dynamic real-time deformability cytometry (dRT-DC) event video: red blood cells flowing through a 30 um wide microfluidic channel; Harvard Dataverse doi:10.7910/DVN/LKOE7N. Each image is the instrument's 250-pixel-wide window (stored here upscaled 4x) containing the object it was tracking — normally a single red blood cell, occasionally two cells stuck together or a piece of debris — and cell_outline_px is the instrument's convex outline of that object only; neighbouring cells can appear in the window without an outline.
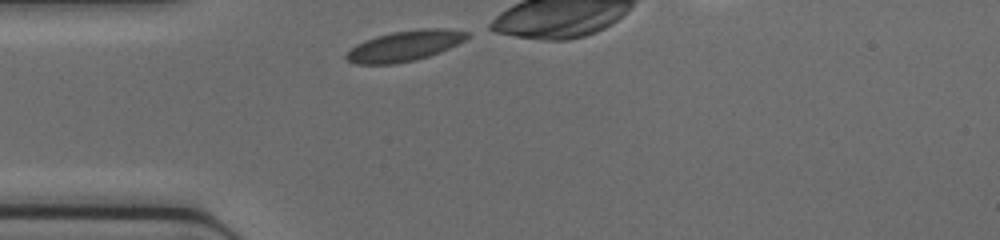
{"species": "common noctule bat (a hibernating species)", "species_latin": "Nyctalus noctula", "temperature_condition": "cold", "stored_images_in_passage": 25, "camera_frame_rate_fps": 3000, "um_per_image_px": 0.085, "animal": {"sex": "female", "body_mass_g": 17.0, "forearm_length_mm": 48.0}, "frame": {"image": 1, "passage_image": 1, "time_ms": 0.0, "image_size_px": [1000, 240], "cell_outline_px": [[468, 36], [464, 40], [440, 52], [416, 60], [396, 64], [356, 64], [348, 60], [344, 56], [356, 44], [364, 40], [376, 36], [392, 32], [420, 28], [444, 28], [468, 32]], "centroid_in_image_um": [34.37, 3.9], "position_along_channel_um": 50.6, "area_um2": 21.39}}
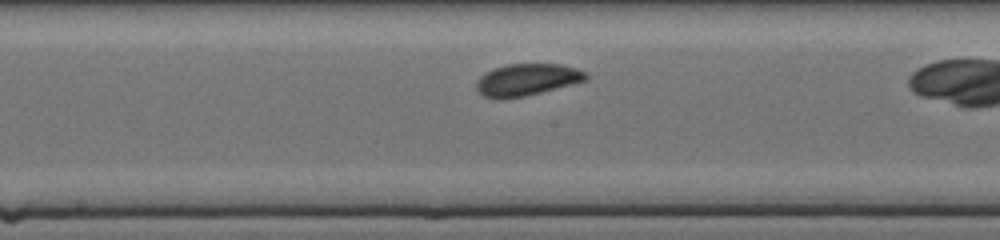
{"frame": {"image": 2, "passage_image": 12, "time_ms": 3.667, "image_size_px": [1000, 240], "cell_outline_px": [[588, 80], [524, 96], [500, 100], [484, 96], [476, 88], [476, 80], [480, 76], [496, 68], [508, 64], [560, 64], [576, 68], [588, 72]], "centroid_in_image_um": [44.81, 6.78], "position_along_channel_um": 203.4, "area_um2": 20.29}}
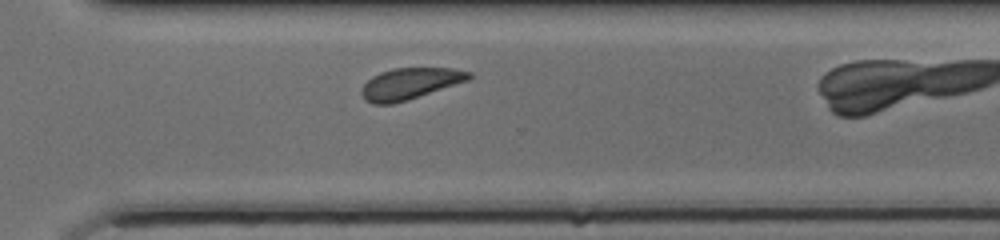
{"frame": {"image": 3, "passage_image": 21, "time_ms": 6.667, "image_size_px": [1000, 240], "cell_outline_px": [[472, 76], [468, 80], [408, 100], [392, 104], [372, 104], [364, 100], [360, 92], [364, 84], [372, 76], [380, 72], [392, 68], [452, 68], [472, 72]], "centroid_in_image_um": [34.82, 7.11], "position_along_channel_um": 335.8, "area_um2": 19.65}}